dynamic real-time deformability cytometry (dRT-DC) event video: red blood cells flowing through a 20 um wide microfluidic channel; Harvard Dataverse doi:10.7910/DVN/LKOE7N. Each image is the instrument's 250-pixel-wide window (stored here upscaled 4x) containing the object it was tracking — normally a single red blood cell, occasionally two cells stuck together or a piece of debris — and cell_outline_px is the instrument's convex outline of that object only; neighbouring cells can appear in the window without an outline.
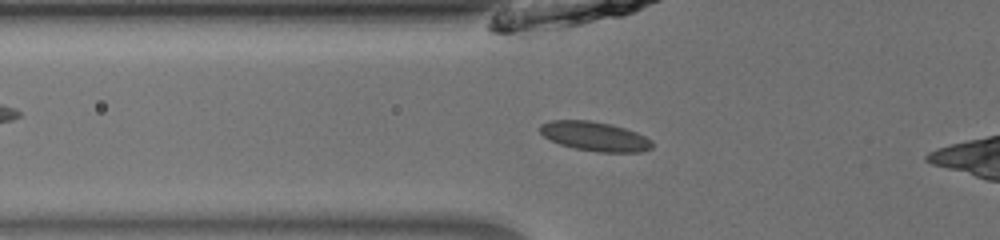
{"species": "common noctule bat (a hibernating species)", "species_latin": "Nyctalus noctula", "temperature_condition": "room temperature", "stored_images_in_passage": 33, "camera_frame_rate_fps": 3000, "um_per_image_px": 0.085, "animal": {"sex": "male", "body_mass_g": 13.0, "forearm_length_mm": 53.1}, "frame": {"image": 1, "passage_image": 5, "time_ms": 1.333, "image_size_px": [1000, 240], "cell_outline_px": [[652, 148], [640, 152], [600, 152], [576, 148], [560, 144], [544, 136], [540, 132], [540, 124], [552, 120], [588, 120], [612, 124], [636, 132], [652, 140]], "centroid_in_image_um": [50.57, 11.58], "position_along_channel_um": 75.2, "area_um2": 19.02}}
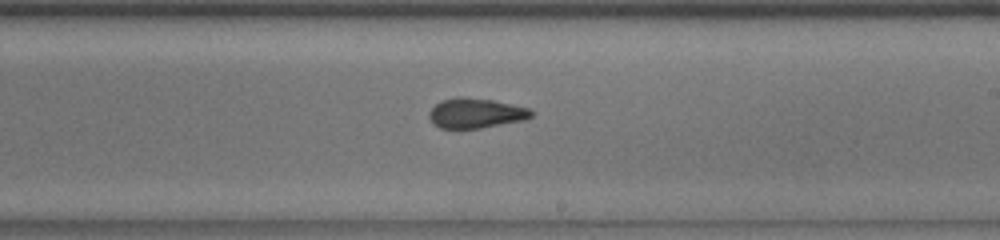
{"frame": {"image": 2, "passage_image": 18, "time_ms": 5.667, "image_size_px": [1000, 240], "cell_outline_px": [[532, 116], [524, 120], [480, 128], [440, 128], [428, 116], [428, 112], [436, 104], [444, 100], [456, 96], [464, 96], [492, 100], [512, 104], [528, 108], [532, 112]], "centroid_in_image_um": [40.44, 9.61], "position_along_channel_um": 248.6, "area_um2": 17.63}}
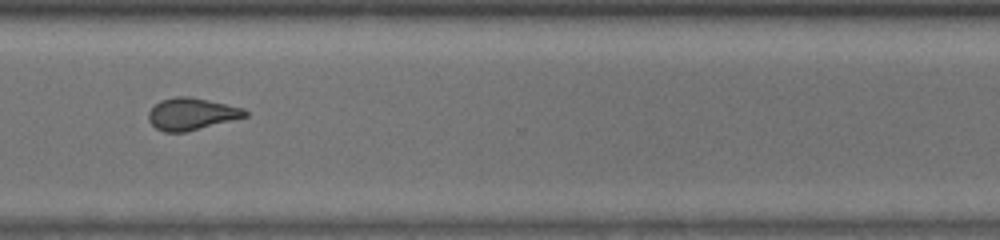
{"frame": {"image": 3, "passage_image": 26, "time_ms": 8.333, "image_size_px": [1000, 240], "cell_outline_px": [[248, 116], [184, 132], [164, 132], [156, 128], [148, 120], [148, 112], [160, 100], [176, 96], [192, 96], [244, 108], [248, 112]], "centroid_in_image_um": [16.28, 9.67], "position_along_channel_um": 354.3, "area_um2": 17.98}}